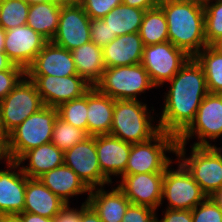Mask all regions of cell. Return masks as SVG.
<instances>
[{
	"label": "cell",
	"instance_id": "obj_1",
	"mask_svg": "<svg viewBox=\"0 0 222 222\" xmlns=\"http://www.w3.org/2000/svg\"><path fill=\"white\" fill-rule=\"evenodd\" d=\"M171 88L165 93L159 130L178 137L194 120L204 97L209 93L202 66L191 57L168 81Z\"/></svg>",
	"mask_w": 222,
	"mask_h": 222
},
{
	"label": "cell",
	"instance_id": "obj_2",
	"mask_svg": "<svg viewBox=\"0 0 222 222\" xmlns=\"http://www.w3.org/2000/svg\"><path fill=\"white\" fill-rule=\"evenodd\" d=\"M169 41L195 57L207 46L204 26V6L175 0H161Z\"/></svg>",
	"mask_w": 222,
	"mask_h": 222
},
{
	"label": "cell",
	"instance_id": "obj_3",
	"mask_svg": "<svg viewBox=\"0 0 222 222\" xmlns=\"http://www.w3.org/2000/svg\"><path fill=\"white\" fill-rule=\"evenodd\" d=\"M148 110L147 104L139 100H115L109 135L132 144L150 140L160 130L158 125H152L154 117Z\"/></svg>",
	"mask_w": 222,
	"mask_h": 222
},
{
	"label": "cell",
	"instance_id": "obj_4",
	"mask_svg": "<svg viewBox=\"0 0 222 222\" xmlns=\"http://www.w3.org/2000/svg\"><path fill=\"white\" fill-rule=\"evenodd\" d=\"M57 117L56 107L44 106L14 129L7 136L10 159L17 161L28 150L51 142Z\"/></svg>",
	"mask_w": 222,
	"mask_h": 222
},
{
	"label": "cell",
	"instance_id": "obj_5",
	"mask_svg": "<svg viewBox=\"0 0 222 222\" xmlns=\"http://www.w3.org/2000/svg\"><path fill=\"white\" fill-rule=\"evenodd\" d=\"M191 149V156L185 158V144H177L175 154L199 184L201 190L210 197L222 188V148L192 146Z\"/></svg>",
	"mask_w": 222,
	"mask_h": 222
},
{
	"label": "cell",
	"instance_id": "obj_6",
	"mask_svg": "<svg viewBox=\"0 0 222 222\" xmlns=\"http://www.w3.org/2000/svg\"><path fill=\"white\" fill-rule=\"evenodd\" d=\"M101 94L114 100H138L137 95L156 87L141 63L105 68L94 86Z\"/></svg>",
	"mask_w": 222,
	"mask_h": 222
},
{
	"label": "cell",
	"instance_id": "obj_7",
	"mask_svg": "<svg viewBox=\"0 0 222 222\" xmlns=\"http://www.w3.org/2000/svg\"><path fill=\"white\" fill-rule=\"evenodd\" d=\"M176 146L177 137L161 130L148 141L133 143L123 174L164 172L172 163L166 151L176 153Z\"/></svg>",
	"mask_w": 222,
	"mask_h": 222
},
{
	"label": "cell",
	"instance_id": "obj_8",
	"mask_svg": "<svg viewBox=\"0 0 222 222\" xmlns=\"http://www.w3.org/2000/svg\"><path fill=\"white\" fill-rule=\"evenodd\" d=\"M44 106L35 83L25 75L0 101L1 125L5 135L8 136L31 114Z\"/></svg>",
	"mask_w": 222,
	"mask_h": 222
},
{
	"label": "cell",
	"instance_id": "obj_9",
	"mask_svg": "<svg viewBox=\"0 0 222 222\" xmlns=\"http://www.w3.org/2000/svg\"><path fill=\"white\" fill-rule=\"evenodd\" d=\"M198 136L199 142L192 146H215L208 139L222 136V94L208 93L200 104L192 123L177 137V144H187V140Z\"/></svg>",
	"mask_w": 222,
	"mask_h": 222
},
{
	"label": "cell",
	"instance_id": "obj_10",
	"mask_svg": "<svg viewBox=\"0 0 222 222\" xmlns=\"http://www.w3.org/2000/svg\"><path fill=\"white\" fill-rule=\"evenodd\" d=\"M191 57L170 41L144 46L141 64L152 83L160 87L170 81Z\"/></svg>",
	"mask_w": 222,
	"mask_h": 222
},
{
	"label": "cell",
	"instance_id": "obj_11",
	"mask_svg": "<svg viewBox=\"0 0 222 222\" xmlns=\"http://www.w3.org/2000/svg\"><path fill=\"white\" fill-rule=\"evenodd\" d=\"M178 168L164 171L162 199L168 200V207L177 210H192L203 202L207 195L201 190L191 173L178 160Z\"/></svg>",
	"mask_w": 222,
	"mask_h": 222
},
{
	"label": "cell",
	"instance_id": "obj_12",
	"mask_svg": "<svg viewBox=\"0 0 222 222\" xmlns=\"http://www.w3.org/2000/svg\"><path fill=\"white\" fill-rule=\"evenodd\" d=\"M64 164L70 167L89 189L112 183L99 165L94 136H88L64 151Z\"/></svg>",
	"mask_w": 222,
	"mask_h": 222
},
{
	"label": "cell",
	"instance_id": "obj_13",
	"mask_svg": "<svg viewBox=\"0 0 222 222\" xmlns=\"http://www.w3.org/2000/svg\"><path fill=\"white\" fill-rule=\"evenodd\" d=\"M32 80L45 106L58 107L60 104L86 94L92 86L79 75L66 77L50 75H26Z\"/></svg>",
	"mask_w": 222,
	"mask_h": 222
},
{
	"label": "cell",
	"instance_id": "obj_14",
	"mask_svg": "<svg viewBox=\"0 0 222 222\" xmlns=\"http://www.w3.org/2000/svg\"><path fill=\"white\" fill-rule=\"evenodd\" d=\"M90 20L81 4H62L58 29L51 41L69 51L89 43Z\"/></svg>",
	"mask_w": 222,
	"mask_h": 222
},
{
	"label": "cell",
	"instance_id": "obj_15",
	"mask_svg": "<svg viewBox=\"0 0 222 222\" xmlns=\"http://www.w3.org/2000/svg\"><path fill=\"white\" fill-rule=\"evenodd\" d=\"M164 172L122 174V181L117 185L131 204L144 205L157 209L162 205Z\"/></svg>",
	"mask_w": 222,
	"mask_h": 222
},
{
	"label": "cell",
	"instance_id": "obj_16",
	"mask_svg": "<svg viewBox=\"0 0 222 222\" xmlns=\"http://www.w3.org/2000/svg\"><path fill=\"white\" fill-rule=\"evenodd\" d=\"M48 40L28 25L6 31L4 52L14 65L26 70Z\"/></svg>",
	"mask_w": 222,
	"mask_h": 222
},
{
	"label": "cell",
	"instance_id": "obj_17",
	"mask_svg": "<svg viewBox=\"0 0 222 222\" xmlns=\"http://www.w3.org/2000/svg\"><path fill=\"white\" fill-rule=\"evenodd\" d=\"M26 75L66 77L78 75L72 52L48 41L25 70Z\"/></svg>",
	"mask_w": 222,
	"mask_h": 222
},
{
	"label": "cell",
	"instance_id": "obj_18",
	"mask_svg": "<svg viewBox=\"0 0 222 222\" xmlns=\"http://www.w3.org/2000/svg\"><path fill=\"white\" fill-rule=\"evenodd\" d=\"M7 165L10 169L0 170V214H20L25 205L26 175L17 161L10 160Z\"/></svg>",
	"mask_w": 222,
	"mask_h": 222
},
{
	"label": "cell",
	"instance_id": "obj_19",
	"mask_svg": "<svg viewBox=\"0 0 222 222\" xmlns=\"http://www.w3.org/2000/svg\"><path fill=\"white\" fill-rule=\"evenodd\" d=\"M95 147L101 172L110 180V176L125 172L132 143L107 135L94 136Z\"/></svg>",
	"mask_w": 222,
	"mask_h": 222
},
{
	"label": "cell",
	"instance_id": "obj_20",
	"mask_svg": "<svg viewBox=\"0 0 222 222\" xmlns=\"http://www.w3.org/2000/svg\"><path fill=\"white\" fill-rule=\"evenodd\" d=\"M144 50L138 32L117 36L102 48L105 68L141 63Z\"/></svg>",
	"mask_w": 222,
	"mask_h": 222
},
{
	"label": "cell",
	"instance_id": "obj_21",
	"mask_svg": "<svg viewBox=\"0 0 222 222\" xmlns=\"http://www.w3.org/2000/svg\"><path fill=\"white\" fill-rule=\"evenodd\" d=\"M103 188L90 189L86 201L102 222H121L131 202L118 186L110 192Z\"/></svg>",
	"mask_w": 222,
	"mask_h": 222
},
{
	"label": "cell",
	"instance_id": "obj_22",
	"mask_svg": "<svg viewBox=\"0 0 222 222\" xmlns=\"http://www.w3.org/2000/svg\"><path fill=\"white\" fill-rule=\"evenodd\" d=\"M65 202L48 189L38 178L26 176L25 205L23 212L54 218Z\"/></svg>",
	"mask_w": 222,
	"mask_h": 222
},
{
	"label": "cell",
	"instance_id": "obj_23",
	"mask_svg": "<svg viewBox=\"0 0 222 222\" xmlns=\"http://www.w3.org/2000/svg\"><path fill=\"white\" fill-rule=\"evenodd\" d=\"M115 100L101 94L95 87L88 91L87 134L98 136L110 134Z\"/></svg>",
	"mask_w": 222,
	"mask_h": 222
},
{
	"label": "cell",
	"instance_id": "obj_24",
	"mask_svg": "<svg viewBox=\"0 0 222 222\" xmlns=\"http://www.w3.org/2000/svg\"><path fill=\"white\" fill-rule=\"evenodd\" d=\"M29 160L27 166H21L28 178H39L42 174L64 164V151L52 142L42 144L25 152L17 162Z\"/></svg>",
	"mask_w": 222,
	"mask_h": 222
},
{
	"label": "cell",
	"instance_id": "obj_25",
	"mask_svg": "<svg viewBox=\"0 0 222 222\" xmlns=\"http://www.w3.org/2000/svg\"><path fill=\"white\" fill-rule=\"evenodd\" d=\"M38 179L65 203L70 202V197L90 192L78 175L65 164L45 172Z\"/></svg>",
	"mask_w": 222,
	"mask_h": 222
},
{
	"label": "cell",
	"instance_id": "obj_26",
	"mask_svg": "<svg viewBox=\"0 0 222 222\" xmlns=\"http://www.w3.org/2000/svg\"><path fill=\"white\" fill-rule=\"evenodd\" d=\"M71 52L77 74L94 87L105 70L102 48L90 41Z\"/></svg>",
	"mask_w": 222,
	"mask_h": 222
},
{
	"label": "cell",
	"instance_id": "obj_27",
	"mask_svg": "<svg viewBox=\"0 0 222 222\" xmlns=\"http://www.w3.org/2000/svg\"><path fill=\"white\" fill-rule=\"evenodd\" d=\"M61 7L62 4L57 1H46L30 5L27 25L48 41H51L58 29Z\"/></svg>",
	"mask_w": 222,
	"mask_h": 222
},
{
	"label": "cell",
	"instance_id": "obj_28",
	"mask_svg": "<svg viewBox=\"0 0 222 222\" xmlns=\"http://www.w3.org/2000/svg\"><path fill=\"white\" fill-rule=\"evenodd\" d=\"M145 11L121 3L102 19L108 25L112 34L122 36L139 32Z\"/></svg>",
	"mask_w": 222,
	"mask_h": 222
},
{
	"label": "cell",
	"instance_id": "obj_29",
	"mask_svg": "<svg viewBox=\"0 0 222 222\" xmlns=\"http://www.w3.org/2000/svg\"><path fill=\"white\" fill-rule=\"evenodd\" d=\"M194 58L203 68L208 92L222 94V53L207 45Z\"/></svg>",
	"mask_w": 222,
	"mask_h": 222
},
{
	"label": "cell",
	"instance_id": "obj_30",
	"mask_svg": "<svg viewBox=\"0 0 222 222\" xmlns=\"http://www.w3.org/2000/svg\"><path fill=\"white\" fill-rule=\"evenodd\" d=\"M138 33L144 46L169 41L166 17L159 6L145 11Z\"/></svg>",
	"mask_w": 222,
	"mask_h": 222
},
{
	"label": "cell",
	"instance_id": "obj_31",
	"mask_svg": "<svg viewBox=\"0 0 222 222\" xmlns=\"http://www.w3.org/2000/svg\"><path fill=\"white\" fill-rule=\"evenodd\" d=\"M58 117L87 133L88 92L57 107Z\"/></svg>",
	"mask_w": 222,
	"mask_h": 222
},
{
	"label": "cell",
	"instance_id": "obj_32",
	"mask_svg": "<svg viewBox=\"0 0 222 222\" xmlns=\"http://www.w3.org/2000/svg\"><path fill=\"white\" fill-rule=\"evenodd\" d=\"M29 7L25 0H0V26L7 31L27 25Z\"/></svg>",
	"mask_w": 222,
	"mask_h": 222
},
{
	"label": "cell",
	"instance_id": "obj_33",
	"mask_svg": "<svg viewBox=\"0 0 222 222\" xmlns=\"http://www.w3.org/2000/svg\"><path fill=\"white\" fill-rule=\"evenodd\" d=\"M87 137L88 134L84 130L72 126L59 117L56 118L51 142L60 150L70 149Z\"/></svg>",
	"mask_w": 222,
	"mask_h": 222
},
{
	"label": "cell",
	"instance_id": "obj_34",
	"mask_svg": "<svg viewBox=\"0 0 222 222\" xmlns=\"http://www.w3.org/2000/svg\"><path fill=\"white\" fill-rule=\"evenodd\" d=\"M211 2V3H210ZM208 0L204 5V26L207 45L222 37V0Z\"/></svg>",
	"mask_w": 222,
	"mask_h": 222
},
{
	"label": "cell",
	"instance_id": "obj_35",
	"mask_svg": "<svg viewBox=\"0 0 222 222\" xmlns=\"http://www.w3.org/2000/svg\"><path fill=\"white\" fill-rule=\"evenodd\" d=\"M191 211L192 222H222V209L210 197Z\"/></svg>",
	"mask_w": 222,
	"mask_h": 222
},
{
	"label": "cell",
	"instance_id": "obj_36",
	"mask_svg": "<svg viewBox=\"0 0 222 222\" xmlns=\"http://www.w3.org/2000/svg\"><path fill=\"white\" fill-rule=\"evenodd\" d=\"M122 0H83L81 5L90 19H102Z\"/></svg>",
	"mask_w": 222,
	"mask_h": 222
},
{
	"label": "cell",
	"instance_id": "obj_37",
	"mask_svg": "<svg viewBox=\"0 0 222 222\" xmlns=\"http://www.w3.org/2000/svg\"><path fill=\"white\" fill-rule=\"evenodd\" d=\"M116 37V34L111 33V30L103 19L90 20V41L95 45L103 48Z\"/></svg>",
	"mask_w": 222,
	"mask_h": 222
},
{
	"label": "cell",
	"instance_id": "obj_38",
	"mask_svg": "<svg viewBox=\"0 0 222 222\" xmlns=\"http://www.w3.org/2000/svg\"><path fill=\"white\" fill-rule=\"evenodd\" d=\"M155 212L148 206L130 204L121 222H156Z\"/></svg>",
	"mask_w": 222,
	"mask_h": 222
},
{
	"label": "cell",
	"instance_id": "obj_39",
	"mask_svg": "<svg viewBox=\"0 0 222 222\" xmlns=\"http://www.w3.org/2000/svg\"><path fill=\"white\" fill-rule=\"evenodd\" d=\"M25 75L24 69H5L0 71V101L6 97Z\"/></svg>",
	"mask_w": 222,
	"mask_h": 222
},
{
	"label": "cell",
	"instance_id": "obj_40",
	"mask_svg": "<svg viewBox=\"0 0 222 222\" xmlns=\"http://www.w3.org/2000/svg\"><path fill=\"white\" fill-rule=\"evenodd\" d=\"M88 205V202L85 201L78 210L69 207V203H65L53 218V222H81V213Z\"/></svg>",
	"mask_w": 222,
	"mask_h": 222
},
{
	"label": "cell",
	"instance_id": "obj_41",
	"mask_svg": "<svg viewBox=\"0 0 222 222\" xmlns=\"http://www.w3.org/2000/svg\"><path fill=\"white\" fill-rule=\"evenodd\" d=\"M156 222H192V211L166 208L164 217Z\"/></svg>",
	"mask_w": 222,
	"mask_h": 222
},
{
	"label": "cell",
	"instance_id": "obj_42",
	"mask_svg": "<svg viewBox=\"0 0 222 222\" xmlns=\"http://www.w3.org/2000/svg\"><path fill=\"white\" fill-rule=\"evenodd\" d=\"M161 0H122L125 5L143 10L153 9L159 6Z\"/></svg>",
	"mask_w": 222,
	"mask_h": 222
},
{
	"label": "cell",
	"instance_id": "obj_43",
	"mask_svg": "<svg viewBox=\"0 0 222 222\" xmlns=\"http://www.w3.org/2000/svg\"><path fill=\"white\" fill-rule=\"evenodd\" d=\"M81 222H102L95 210L88 205L81 213Z\"/></svg>",
	"mask_w": 222,
	"mask_h": 222
},
{
	"label": "cell",
	"instance_id": "obj_44",
	"mask_svg": "<svg viewBox=\"0 0 222 222\" xmlns=\"http://www.w3.org/2000/svg\"><path fill=\"white\" fill-rule=\"evenodd\" d=\"M20 216L24 222H53V218H47L29 212H22L20 213Z\"/></svg>",
	"mask_w": 222,
	"mask_h": 222
},
{
	"label": "cell",
	"instance_id": "obj_45",
	"mask_svg": "<svg viewBox=\"0 0 222 222\" xmlns=\"http://www.w3.org/2000/svg\"><path fill=\"white\" fill-rule=\"evenodd\" d=\"M5 160L8 163L11 159L8 153V141L5 134H0V161Z\"/></svg>",
	"mask_w": 222,
	"mask_h": 222
},
{
	"label": "cell",
	"instance_id": "obj_46",
	"mask_svg": "<svg viewBox=\"0 0 222 222\" xmlns=\"http://www.w3.org/2000/svg\"><path fill=\"white\" fill-rule=\"evenodd\" d=\"M5 69H23L20 66L14 65L5 52H0V71Z\"/></svg>",
	"mask_w": 222,
	"mask_h": 222
},
{
	"label": "cell",
	"instance_id": "obj_47",
	"mask_svg": "<svg viewBox=\"0 0 222 222\" xmlns=\"http://www.w3.org/2000/svg\"><path fill=\"white\" fill-rule=\"evenodd\" d=\"M0 222H24L20 214H0Z\"/></svg>",
	"mask_w": 222,
	"mask_h": 222
},
{
	"label": "cell",
	"instance_id": "obj_48",
	"mask_svg": "<svg viewBox=\"0 0 222 222\" xmlns=\"http://www.w3.org/2000/svg\"><path fill=\"white\" fill-rule=\"evenodd\" d=\"M210 198L222 209V188L214 192Z\"/></svg>",
	"mask_w": 222,
	"mask_h": 222
},
{
	"label": "cell",
	"instance_id": "obj_49",
	"mask_svg": "<svg viewBox=\"0 0 222 222\" xmlns=\"http://www.w3.org/2000/svg\"><path fill=\"white\" fill-rule=\"evenodd\" d=\"M6 31L0 26V52H4Z\"/></svg>",
	"mask_w": 222,
	"mask_h": 222
},
{
	"label": "cell",
	"instance_id": "obj_50",
	"mask_svg": "<svg viewBox=\"0 0 222 222\" xmlns=\"http://www.w3.org/2000/svg\"><path fill=\"white\" fill-rule=\"evenodd\" d=\"M175 1H183L204 6L208 0H175Z\"/></svg>",
	"mask_w": 222,
	"mask_h": 222
},
{
	"label": "cell",
	"instance_id": "obj_51",
	"mask_svg": "<svg viewBox=\"0 0 222 222\" xmlns=\"http://www.w3.org/2000/svg\"><path fill=\"white\" fill-rule=\"evenodd\" d=\"M212 46L217 49L219 52L222 53V37H220L218 40H216Z\"/></svg>",
	"mask_w": 222,
	"mask_h": 222
},
{
	"label": "cell",
	"instance_id": "obj_52",
	"mask_svg": "<svg viewBox=\"0 0 222 222\" xmlns=\"http://www.w3.org/2000/svg\"><path fill=\"white\" fill-rule=\"evenodd\" d=\"M60 4H81L83 0H56Z\"/></svg>",
	"mask_w": 222,
	"mask_h": 222
},
{
	"label": "cell",
	"instance_id": "obj_53",
	"mask_svg": "<svg viewBox=\"0 0 222 222\" xmlns=\"http://www.w3.org/2000/svg\"><path fill=\"white\" fill-rule=\"evenodd\" d=\"M29 5L40 3V2H46V1H56V0H25Z\"/></svg>",
	"mask_w": 222,
	"mask_h": 222
},
{
	"label": "cell",
	"instance_id": "obj_54",
	"mask_svg": "<svg viewBox=\"0 0 222 222\" xmlns=\"http://www.w3.org/2000/svg\"><path fill=\"white\" fill-rule=\"evenodd\" d=\"M0 134H5L4 130L2 128V125H1V115H0Z\"/></svg>",
	"mask_w": 222,
	"mask_h": 222
}]
</instances>
